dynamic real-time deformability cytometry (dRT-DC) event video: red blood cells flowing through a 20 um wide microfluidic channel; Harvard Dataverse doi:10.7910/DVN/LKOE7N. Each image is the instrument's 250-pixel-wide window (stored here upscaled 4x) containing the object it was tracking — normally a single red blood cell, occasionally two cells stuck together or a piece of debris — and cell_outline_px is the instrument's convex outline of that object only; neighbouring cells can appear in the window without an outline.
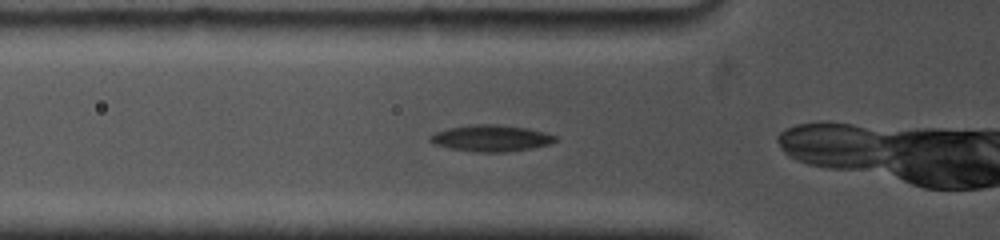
{"species": "common noctule bat (a hibernating species)", "species_latin": "Nyctalus noctula", "temperature_condition": "cold", "stored_images_in_passage": 14, "camera_frame_rate_fps": 5000, "um_per_image_px": 0.085, "animal": {"sex": "female", "body_mass_g": 19.0, "forearm_length_mm": 53.3}, "frame": {"image": 1, "passage_image": 3, "time_ms": 0.8, "image_size_px": [1000, 240], "cell_outline_px": [[556, 140], [552, 144], [532, 148], [504, 152], [476, 152], [448, 148], [436, 144], [428, 140], [428, 136], [436, 132], [448, 128], [472, 124], [496, 124], [528, 128], [544, 132], [556, 136]], "centroid_in_image_um": [41.74, 11.74], "position_along_channel_um": 84.1, "area_um2": 19.36}}